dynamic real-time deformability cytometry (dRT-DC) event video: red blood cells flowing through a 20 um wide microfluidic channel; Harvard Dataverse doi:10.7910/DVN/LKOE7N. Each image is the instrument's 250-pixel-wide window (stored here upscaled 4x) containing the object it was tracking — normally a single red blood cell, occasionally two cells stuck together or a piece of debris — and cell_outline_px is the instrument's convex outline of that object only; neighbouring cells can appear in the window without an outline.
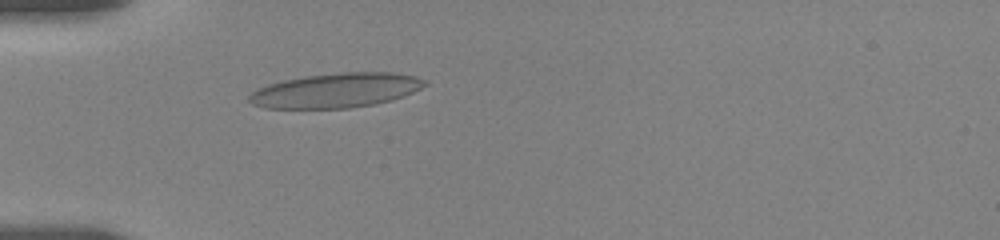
{"species": "human", "species_latin": "Homo sapiens", "temperature_condition": "room temperature", "stored_images_in_passage": 6, "camera_frame_rate_fps": 3000, "um_per_image_px": 0.085, "donor": {"sex": "female"}, "frame": {"image": 1, "passage_image": 6, "time_ms": 4.333, "image_size_px": [1000, 240], "cell_outline_px": [[428, 84], [404, 96], [392, 100], [372, 104], [348, 108], [264, 108], [252, 104], [248, 100], [248, 96], [252, 92], [268, 84], [284, 80], [308, 76], [340, 72], [392, 72], [416, 76], [428, 80]], "centroid_in_image_um": [28.59, 7.68], "position_along_channel_um": 56.4, "area_um2": 35.26}}